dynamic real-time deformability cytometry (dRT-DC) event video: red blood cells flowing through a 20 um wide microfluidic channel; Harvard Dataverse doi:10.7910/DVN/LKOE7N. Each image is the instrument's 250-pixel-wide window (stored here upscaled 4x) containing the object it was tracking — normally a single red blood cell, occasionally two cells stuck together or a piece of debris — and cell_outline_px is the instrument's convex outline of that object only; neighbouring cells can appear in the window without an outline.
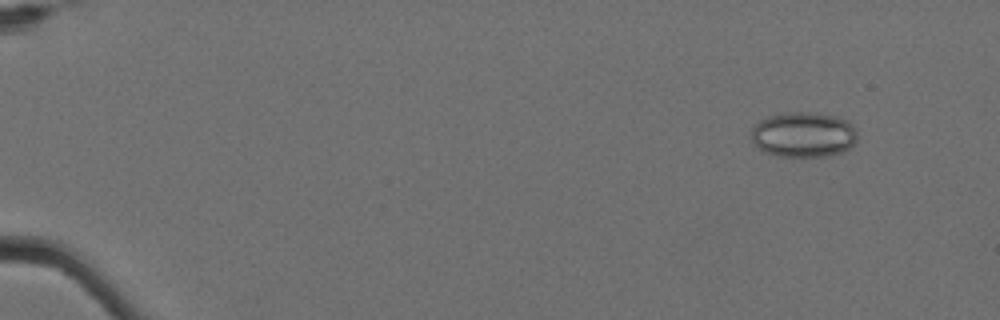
{"species": "Egyptian fruit bat (a non-hibernating species)", "species_latin": "Rousettus aegyptiacus", "temperature_condition": "cold", "stored_images_in_passage": 5, "camera_frame_rate_fps": 3000, "um_per_image_px": 0.085, "animal": {"sex": "female"}, "frame": {"image": 1, "passage_image": 2, "time_ms": 0.333, "image_size_px": [1000, 320], "cell_outline_px": [[856, 140], [844, 152], [828, 156], [776, 156], [764, 152], [752, 140], [752, 128], [760, 120], [768, 116], [788, 112], [816, 112], [836, 116], [848, 120], [856, 128]], "centroid_in_image_um": [68.32, 11.43], "position_along_channel_um": 16.7, "area_um2": 28.09}}